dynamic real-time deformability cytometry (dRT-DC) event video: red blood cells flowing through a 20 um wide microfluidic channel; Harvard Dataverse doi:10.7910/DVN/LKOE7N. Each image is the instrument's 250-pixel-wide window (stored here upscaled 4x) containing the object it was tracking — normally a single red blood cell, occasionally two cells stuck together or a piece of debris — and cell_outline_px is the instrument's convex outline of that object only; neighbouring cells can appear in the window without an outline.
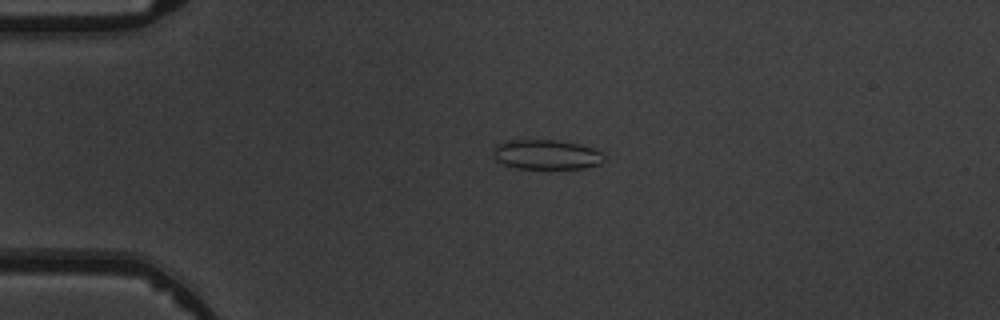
{"species": "common noctule bat (a hibernating species)", "species_latin": "Nyctalus noctula", "temperature_condition": "warm", "stored_images_in_passage": 5, "camera_frame_rate_fps": 3000, "um_per_image_px": 0.085, "animal": {"sex": "male", "body_mass_g": 19.5, "forearm_length_mm": 54.6}, "frame": {"image": 1, "passage_image": 3, "time_ms": 2.333, "image_size_px": [1000, 320], "cell_outline_px": [[604, 160], [600, 164], [584, 168], [516, 168], [504, 164], [496, 160], [496, 144], [504, 140], [556, 140], [580, 144], [592, 148], [600, 152], [604, 156]], "centroid_in_image_um": [46.47, 13.13], "position_along_channel_um": 38.5, "area_um2": 18.96}}
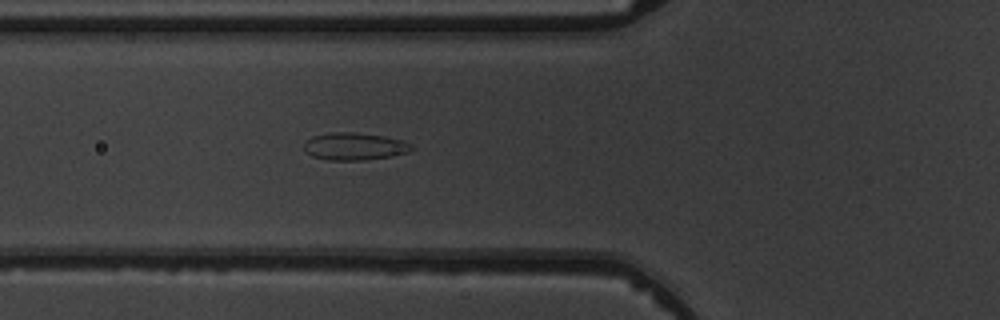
{"frame": {"image": 2, "passage_image": 5, "time_ms": 4.667, "image_size_px": [1000, 320], "cell_outline_px": [[412, 148], [408, 152], [392, 156], [364, 160], [328, 160], [312, 156], [304, 148], [304, 144], [312, 136], [332, 132], [356, 132], [384, 136], [400, 140], [412, 144]], "centroid_in_image_um": [30.13, 12.44], "position_along_channel_um": 95.7, "area_um2": 17.05}}